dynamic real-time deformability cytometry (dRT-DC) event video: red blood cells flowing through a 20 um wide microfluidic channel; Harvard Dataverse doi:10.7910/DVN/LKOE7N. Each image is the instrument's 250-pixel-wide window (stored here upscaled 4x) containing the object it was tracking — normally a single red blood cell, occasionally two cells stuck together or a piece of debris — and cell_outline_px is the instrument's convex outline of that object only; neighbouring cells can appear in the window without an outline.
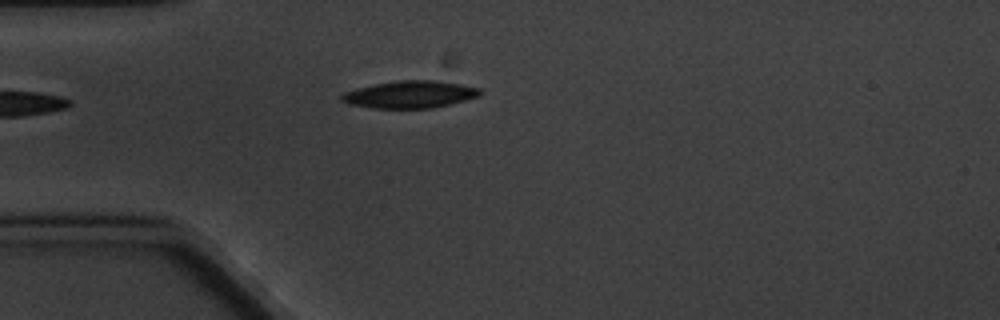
{"species": "common noctule bat (a hibernating species)", "species_latin": "Nyctalus noctula", "temperature_condition": "cold", "stored_images_in_passage": 2, "camera_frame_rate_fps": 3000, "um_per_image_px": 0.085, "animal": {"sex": "male", "body_mass_g": 20.1, "forearm_length_mm": 53.5}, "frame": {"image": 1, "passage_image": 2, "time_ms": 1.333, "image_size_px": [1000, 320], "cell_outline_px": [[480, 96], [432, 108], [372, 108], [348, 104], [340, 100], [340, 96], [344, 92], [356, 88], [396, 80], [432, 80], [460, 84], [480, 88]], "centroid_in_image_um": [34.8, 8.03], "position_along_channel_um": 50.2, "area_um2": 21.85}}